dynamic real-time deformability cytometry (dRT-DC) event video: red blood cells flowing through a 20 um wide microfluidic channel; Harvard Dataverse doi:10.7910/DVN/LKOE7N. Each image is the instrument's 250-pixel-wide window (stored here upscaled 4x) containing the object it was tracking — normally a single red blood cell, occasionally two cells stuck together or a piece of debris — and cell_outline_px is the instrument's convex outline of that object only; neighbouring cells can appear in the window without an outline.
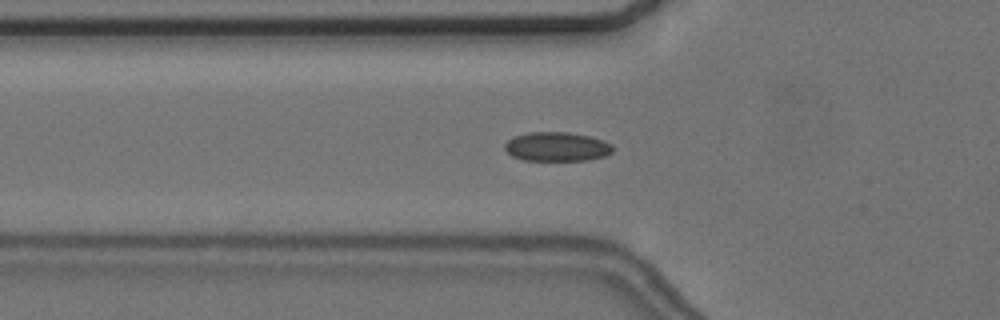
{"species": "common noctule bat (a hibernating species)", "species_latin": "Nyctalus noctula", "temperature_condition": "cold", "stored_images_in_passage": 57, "camera_frame_rate_fps": 3000, "um_per_image_px": 0.085, "animal": {"sex": "female", "body_mass_g": 24.6, "forearm_length_mm": 56.2}, "frame": {"image": 1, "passage_image": 20, "time_ms": 6.333, "image_size_px": [1000, 320], "cell_outline_px": [[612, 152], [604, 156], [588, 160], [524, 160], [512, 156], [504, 148], [504, 144], [512, 136], [528, 132], [568, 132], [592, 136], [604, 140], [612, 144]], "centroid_in_image_um": [47.33, 12.45], "position_along_channel_um": 78.5, "area_um2": 18.5}}
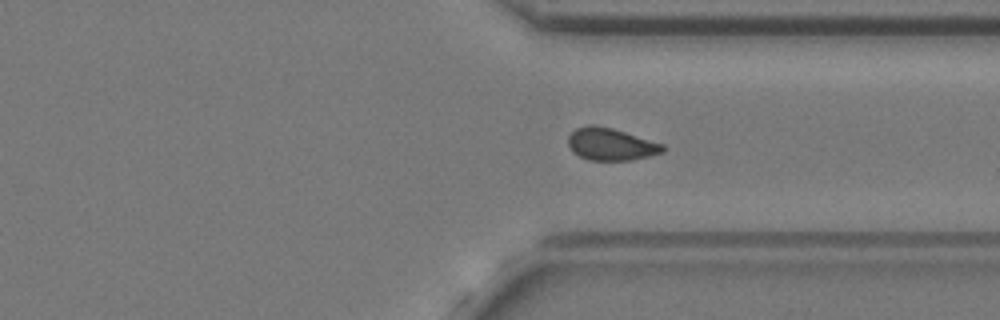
{"frame": {"image": 2, "passage_image": 43, "time_ms": 14.0, "image_size_px": [1000, 320], "cell_outline_px": [[668, 148], [664, 152], [632, 160], [588, 160], [572, 152], [568, 144], [568, 136], [576, 128], [588, 124], [596, 124], [612, 128], [664, 144]], "centroid_in_image_um": [51.93, 12.25], "position_along_channel_um": 359.5, "area_um2": 17.98}}
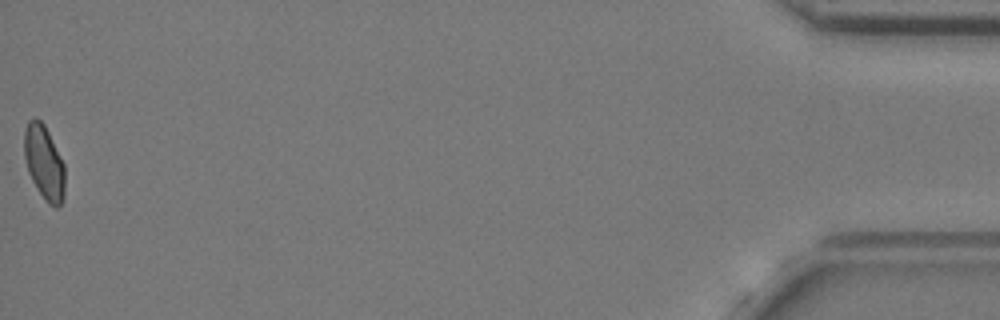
{"frame": {"image": 3, "passage_image": 57, "time_ms": 18.667, "image_size_px": [1000, 320], "cell_outline_px": [[64, 196], [60, 204], [56, 208], [48, 204], [32, 180], [28, 172], [24, 156], [24, 128], [28, 120], [32, 116], [36, 116], [44, 124], [64, 164]], "centroid_in_image_um": [3.73, 13.77], "position_along_channel_um": 431.5, "area_um2": 17.57}, "authors_computed_cell_mechanics": {"area_um2": 17.7446, "velocity_mm_per_s": 3.6558, "shape_relaxation_time_tau1_ms": null, "shape_relaxation_time_tau2_ms": 1.9476, "deformation_change_tau1": null, "deformation_change_tau2": 0.064}}